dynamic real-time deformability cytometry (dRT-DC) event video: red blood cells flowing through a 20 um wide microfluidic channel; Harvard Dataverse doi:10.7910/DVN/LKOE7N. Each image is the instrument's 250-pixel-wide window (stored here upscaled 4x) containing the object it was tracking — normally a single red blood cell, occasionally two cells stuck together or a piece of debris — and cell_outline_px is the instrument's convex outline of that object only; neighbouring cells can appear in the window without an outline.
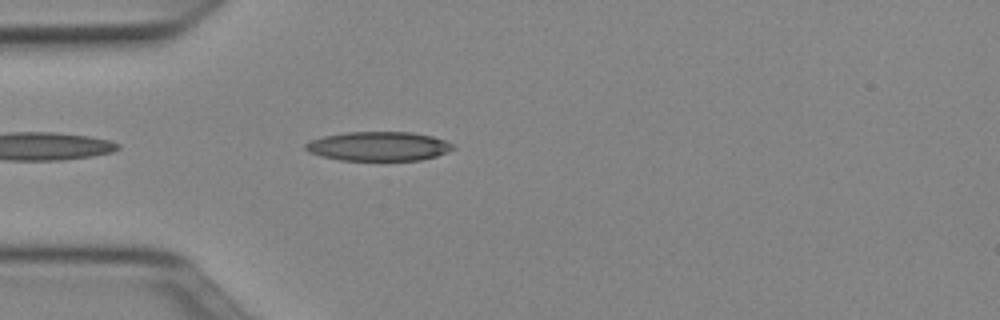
{"species": "Egyptian fruit bat (a non-hibernating species)", "species_latin": "Rousettus aegyptiacus", "temperature_condition": "cold", "stored_images_in_passage": 8, "camera_frame_rate_fps": 3000, "um_per_image_px": 0.085, "animal": {"sex": "female"}, "frame": {"image": 1, "passage_image": 1, "time_ms": 0.0, "image_size_px": [1000, 320], "cell_outline_px": [[456, 148], [448, 152], [436, 156], [420, 160], [340, 160], [320, 156], [308, 152], [304, 148], [304, 144], [308, 140], [324, 136], [348, 132], [412, 132], [432, 136], [456, 144]], "centroid_in_image_um": [32.18, 12.43], "position_along_channel_um": 52.8, "area_um2": 25.32}}
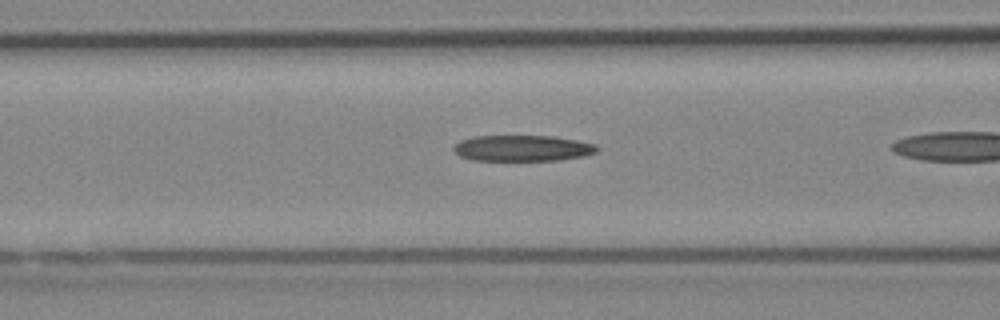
{"frame": {"image": 2, "passage_image": 4, "time_ms": 1.0, "image_size_px": [1000, 320], "cell_outline_px": [[600, 148], [596, 152], [584, 156], [560, 160], [472, 160], [460, 156], [452, 152], [452, 148], [460, 140], [472, 136], [552, 136], [576, 140], [596, 144]], "centroid_in_image_um": [44.39, 12.59], "position_along_channel_um": 122.2, "area_um2": 21.85}}
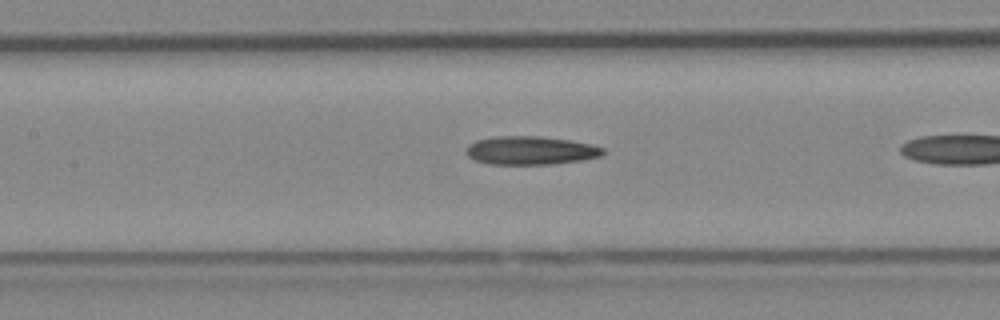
{"frame": {"image": 3, "passage_image": 7, "time_ms": 2.0, "image_size_px": [1000, 320], "cell_outline_px": [[604, 152], [600, 156], [584, 160], [552, 164], [488, 164], [476, 160], [468, 156], [464, 152], [468, 144], [476, 140], [496, 136], [540, 136], [568, 140], [592, 144], [604, 148]], "centroid_in_image_um": [45.08, 12.79], "position_along_channel_um": 162.3, "area_um2": 22.77}}